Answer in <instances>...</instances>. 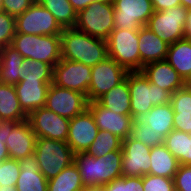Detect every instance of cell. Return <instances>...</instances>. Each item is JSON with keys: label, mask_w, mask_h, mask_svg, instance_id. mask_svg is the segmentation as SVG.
Wrapping results in <instances>:
<instances>
[{"label": "cell", "mask_w": 191, "mask_h": 191, "mask_svg": "<svg viewBox=\"0 0 191 191\" xmlns=\"http://www.w3.org/2000/svg\"><path fill=\"white\" fill-rule=\"evenodd\" d=\"M60 43L61 59L93 67L108 57L107 40L92 37L75 27L62 30Z\"/></svg>", "instance_id": "6da1fadb"}, {"label": "cell", "mask_w": 191, "mask_h": 191, "mask_svg": "<svg viewBox=\"0 0 191 191\" xmlns=\"http://www.w3.org/2000/svg\"><path fill=\"white\" fill-rule=\"evenodd\" d=\"M122 157V149L109 152L103 157L76 153L74 163L85 187H103L122 177Z\"/></svg>", "instance_id": "7a4b0ae2"}, {"label": "cell", "mask_w": 191, "mask_h": 191, "mask_svg": "<svg viewBox=\"0 0 191 191\" xmlns=\"http://www.w3.org/2000/svg\"><path fill=\"white\" fill-rule=\"evenodd\" d=\"M127 82L131 97V116L137 119L154 106L170 103L171 93L150 83L142 71H129Z\"/></svg>", "instance_id": "3957f363"}, {"label": "cell", "mask_w": 191, "mask_h": 191, "mask_svg": "<svg viewBox=\"0 0 191 191\" xmlns=\"http://www.w3.org/2000/svg\"><path fill=\"white\" fill-rule=\"evenodd\" d=\"M11 46L24 59L43 61L54 67L61 60L60 35H32L16 33Z\"/></svg>", "instance_id": "277c9868"}, {"label": "cell", "mask_w": 191, "mask_h": 191, "mask_svg": "<svg viewBox=\"0 0 191 191\" xmlns=\"http://www.w3.org/2000/svg\"><path fill=\"white\" fill-rule=\"evenodd\" d=\"M34 155L47 180L74 162V152L66 141L37 138Z\"/></svg>", "instance_id": "5b68a950"}, {"label": "cell", "mask_w": 191, "mask_h": 191, "mask_svg": "<svg viewBox=\"0 0 191 191\" xmlns=\"http://www.w3.org/2000/svg\"><path fill=\"white\" fill-rule=\"evenodd\" d=\"M114 11L112 0L96 1L78 12L75 28L107 40L114 30Z\"/></svg>", "instance_id": "8992f818"}, {"label": "cell", "mask_w": 191, "mask_h": 191, "mask_svg": "<svg viewBox=\"0 0 191 191\" xmlns=\"http://www.w3.org/2000/svg\"><path fill=\"white\" fill-rule=\"evenodd\" d=\"M108 56L128 71H140L138 30L114 29L107 39Z\"/></svg>", "instance_id": "52a82bcc"}, {"label": "cell", "mask_w": 191, "mask_h": 191, "mask_svg": "<svg viewBox=\"0 0 191 191\" xmlns=\"http://www.w3.org/2000/svg\"><path fill=\"white\" fill-rule=\"evenodd\" d=\"M188 9L182 5L165 11H154L146 27L168 45L184 38Z\"/></svg>", "instance_id": "ba28073f"}, {"label": "cell", "mask_w": 191, "mask_h": 191, "mask_svg": "<svg viewBox=\"0 0 191 191\" xmlns=\"http://www.w3.org/2000/svg\"><path fill=\"white\" fill-rule=\"evenodd\" d=\"M16 33L60 35L64 29L55 17L35 1L23 14L15 17Z\"/></svg>", "instance_id": "9c48e42d"}, {"label": "cell", "mask_w": 191, "mask_h": 191, "mask_svg": "<svg viewBox=\"0 0 191 191\" xmlns=\"http://www.w3.org/2000/svg\"><path fill=\"white\" fill-rule=\"evenodd\" d=\"M128 70L111 57L91 67V80L87 93L89 102L96 101L106 92L126 79Z\"/></svg>", "instance_id": "30bf717a"}, {"label": "cell", "mask_w": 191, "mask_h": 191, "mask_svg": "<svg viewBox=\"0 0 191 191\" xmlns=\"http://www.w3.org/2000/svg\"><path fill=\"white\" fill-rule=\"evenodd\" d=\"M114 29L139 30L154 14L151 0H112Z\"/></svg>", "instance_id": "8fae6325"}, {"label": "cell", "mask_w": 191, "mask_h": 191, "mask_svg": "<svg viewBox=\"0 0 191 191\" xmlns=\"http://www.w3.org/2000/svg\"><path fill=\"white\" fill-rule=\"evenodd\" d=\"M88 103L89 101L84 94L51 83L47 92L45 107L70 120L83 113L88 108Z\"/></svg>", "instance_id": "7c38bea8"}, {"label": "cell", "mask_w": 191, "mask_h": 191, "mask_svg": "<svg viewBox=\"0 0 191 191\" xmlns=\"http://www.w3.org/2000/svg\"><path fill=\"white\" fill-rule=\"evenodd\" d=\"M91 80V67L82 62L61 59L53 67V84L78 91L87 96Z\"/></svg>", "instance_id": "4fadbf2b"}, {"label": "cell", "mask_w": 191, "mask_h": 191, "mask_svg": "<svg viewBox=\"0 0 191 191\" xmlns=\"http://www.w3.org/2000/svg\"><path fill=\"white\" fill-rule=\"evenodd\" d=\"M31 129L37 138L66 141L70 120L41 107L27 116Z\"/></svg>", "instance_id": "5bb4252c"}, {"label": "cell", "mask_w": 191, "mask_h": 191, "mask_svg": "<svg viewBox=\"0 0 191 191\" xmlns=\"http://www.w3.org/2000/svg\"><path fill=\"white\" fill-rule=\"evenodd\" d=\"M36 140L37 136L27 120L6 121L5 144L10 158L21 160L34 154Z\"/></svg>", "instance_id": "9a60e30c"}, {"label": "cell", "mask_w": 191, "mask_h": 191, "mask_svg": "<svg viewBox=\"0 0 191 191\" xmlns=\"http://www.w3.org/2000/svg\"><path fill=\"white\" fill-rule=\"evenodd\" d=\"M151 147L128 136L122 140V176L138 177L149 174Z\"/></svg>", "instance_id": "2e32d148"}, {"label": "cell", "mask_w": 191, "mask_h": 191, "mask_svg": "<svg viewBox=\"0 0 191 191\" xmlns=\"http://www.w3.org/2000/svg\"><path fill=\"white\" fill-rule=\"evenodd\" d=\"M99 128L91 111L87 108L83 113L70 119L66 142L74 154L86 153L95 140Z\"/></svg>", "instance_id": "e0dca14e"}, {"label": "cell", "mask_w": 191, "mask_h": 191, "mask_svg": "<svg viewBox=\"0 0 191 191\" xmlns=\"http://www.w3.org/2000/svg\"><path fill=\"white\" fill-rule=\"evenodd\" d=\"M95 123L100 130L109 131L122 140L131 135L132 121L131 115H124L113 112L100 105L97 101L88 103Z\"/></svg>", "instance_id": "ac0fdd59"}, {"label": "cell", "mask_w": 191, "mask_h": 191, "mask_svg": "<svg viewBox=\"0 0 191 191\" xmlns=\"http://www.w3.org/2000/svg\"><path fill=\"white\" fill-rule=\"evenodd\" d=\"M53 80H21L14 85L20 107L28 116L45 107L47 92Z\"/></svg>", "instance_id": "d6986e66"}, {"label": "cell", "mask_w": 191, "mask_h": 191, "mask_svg": "<svg viewBox=\"0 0 191 191\" xmlns=\"http://www.w3.org/2000/svg\"><path fill=\"white\" fill-rule=\"evenodd\" d=\"M141 71L150 83L169 91L171 94L186 85V82L166 60L149 63Z\"/></svg>", "instance_id": "ffe728a7"}, {"label": "cell", "mask_w": 191, "mask_h": 191, "mask_svg": "<svg viewBox=\"0 0 191 191\" xmlns=\"http://www.w3.org/2000/svg\"><path fill=\"white\" fill-rule=\"evenodd\" d=\"M140 71L152 62L166 60L169 45L146 26L138 30Z\"/></svg>", "instance_id": "44dd1931"}, {"label": "cell", "mask_w": 191, "mask_h": 191, "mask_svg": "<svg viewBox=\"0 0 191 191\" xmlns=\"http://www.w3.org/2000/svg\"><path fill=\"white\" fill-rule=\"evenodd\" d=\"M18 161L21 171L16 183L17 191H48V180L40 172L35 155Z\"/></svg>", "instance_id": "7402d4cb"}, {"label": "cell", "mask_w": 191, "mask_h": 191, "mask_svg": "<svg viewBox=\"0 0 191 191\" xmlns=\"http://www.w3.org/2000/svg\"><path fill=\"white\" fill-rule=\"evenodd\" d=\"M166 61L186 82L191 76V40L183 38L170 44Z\"/></svg>", "instance_id": "603a6c76"}, {"label": "cell", "mask_w": 191, "mask_h": 191, "mask_svg": "<svg viewBox=\"0 0 191 191\" xmlns=\"http://www.w3.org/2000/svg\"><path fill=\"white\" fill-rule=\"evenodd\" d=\"M23 56L11 45L0 49V83L16 85L21 81Z\"/></svg>", "instance_id": "cb8c5ba5"}, {"label": "cell", "mask_w": 191, "mask_h": 191, "mask_svg": "<svg viewBox=\"0 0 191 191\" xmlns=\"http://www.w3.org/2000/svg\"><path fill=\"white\" fill-rule=\"evenodd\" d=\"M150 175L174 178L179 162L164 144L151 147L150 150Z\"/></svg>", "instance_id": "d4e9b609"}, {"label": "cell", "mask_w": 191, "mask_h": 191, "mask_svg": "<svg viewBox=\"0 0 191 191\" xmlns=\"http://www.w3.org/2000/svg\"><path fill=\"white\" fill-rule=\"evenodd\" d=\"M96 101L113 112L131 115V97L129 93L127 76L123 82L103 94Z\"/></svg>", "instance_id": "484cf974"}, {"label": "cell", "mask_w": 191, "mask_h": 191, "mask_svg": "<svg viewBox=\"0 0 191 191\" xmlns=\"http://www.w3.org/2000/svg\"><path fill=\"white\" fill-rule=\"evenodd\" d=\"M0 119L16 122L27 120V115L20 107L14 85L0 83Z\"/></svg>", "instance_id": "4316f807"}, {"label": "cell", "mask_w": 191, "mask_h": 191, "mask_svg": "<svg viewBox=\"0 0 191 191\" xmlns=\"http://www.w3.org/2000/svg\"><path fill=\"white\" fill-rule=\"evenodd\" d=\"M174 112L171 103L156 105L147 114L141 115L138 119L149 124L152 130L160 132L164 137L174 129Z\"/></svg>", "instance_id": "83f0119b"}, {"label": "cell", "mask_w": 191, "mask_h": 191, "mask_svg": "<svg viewBox=\"0 0 191 191\" xmlns=\"http://www.w3.org/2000/svg\"><path fill=\"white\" fill-rule=\"evenodd\" d=\"M165 147L175 156L179 165H191V134L173 129L164 139Z\"/></svg>", "instance_id": "f1b7e54d"}, {"label": "cell", "mask_w": 191, "mask_h": 191, "mask_svg": "<svg viewBox=\"0 0 191 191\" xmlns=\"http://www.w3.org/2000/svg\"><path fill=\"white\" fill-rule=\"evenodd\" d=\"M77 165L73 162L48 180V191H80L84 188Z\"/></svg>", "instance_id": "f546056e"}, {"label": "cell", "mask_w": 191, "mask_h": 191, "mask_svg": "<svg viewBox=\"0 0 191 191\" xmlns=\"http://www.w3.org/2000/svg\"><path fill=\"white\" fill-rule=\"evenodd\" d=\"M47 9L63 28L75 27L77 12L69 0H36Z\"/></svg>", "instance_id": "4dcf8cb0"}, {"label": "cell", "mask_w": 191, "mask_h": 191, "mask_svg": "<svg viewBox=\"0 0 191 191\" xmlns=\"http://www.w3.org/2000/svg\"><path fill=\"white\" fill-rule=\"evenodd\" d=\"M122 149V139L109 131L100 130L86 154L94 157H103L107 153Z\"/></svg>", "instance_id": "1f68e13d"}, {"label": "cell", "mask_w": 191, "mask_h": 191, "mask_svg": "<svg viewBox=\"0 0 191 191\" xmlns=\"http://www.w3.org/2000/svg\"><path fill=\"white\" fill-rule=\"evenodd\" d=\"M21 80H53V67L43 61L24 59L21 64Z\"/></svg>", "instance_id": "d6a6232c"}, {"label": "cell", "mask_w": 191, "mask_h": 191, "mask_svg": "<svg viewBox=\"0 0 191 191\" xmlns=\"http://www.w3.org/2000/svg\"><path fill=\"white\" fill-rule=\"evenodd\" d=\"M130 136L149 147L162 145L164 144L165 139L162 133L155 132L154 130H152L149 124L141 122L138 118L133 119L132 121V130Z\"/></svg>", "instance_id": "836d02e7"}, {"label": "cell", "mask_w": 191, "mask_h": 191, "mask_svg": "<svg viewBox=\"0 0 191 191\" xmlns=\"http://www.w3.org/2000/svg\"><path fill=\"white\" fill-rule=\"evenodd\" d=\"M19 161L8 158L0 163V186H16L20 174Z\"/></svg>", "instance_id": "e575fe53"}, {"label": "cell", "mask_w": 191, "mask_h": 191, "mask_svg": "<svg viewBox=\"0 0 191 191\" xmlns=\"http://www.w3.org/2000/svg\"><path fill=\"white\" fill-rule=\"evenodd\" d=\"M170 103L174 114H191V88L184 86L171 94Z\"/></svg>", "instance_id": "d590c367"}, {"label": "cell", "mask_w": 191, "mask_h": 191, "mask_svg": "<svg viewBox=\"0 0 191 191\" xmlns=\"http://www.w3.org/2000/svg\"><path fill=\"white\" fill-rule=\"evenodd\" d=\"M16 34L15 17L6 12L0 13V49L11 45L12 39Z\"/></svg>", "instance_id": "8d00e7d4"}, {"label": "cell", "mask_w": 191, "mask_h": 191, "mask_svg": "<svg viewBox=\"0 0 191 191\" xmlns=\"http://www.w3.org/2000/svg\"><path fill=\"white\" fill-rule=\"evenodd\" d=\"M142 180L144 191H175L173 178L146 174Z\"/></svg>", "instance_id": "74e56055"}, {"label": "cell", "mask_w": 191, "mask_h": 191, "mask_svg": "<svg viewBox=\"0 0 191 191\" xmlns=\"http://www.w3.org/2000/svg\"><path fill=\"white\" fill-rule=\"evenodd\" d=\"M173 180L175 191H191V165H179Z\"/></svg>", "instance_id": "f35d334b"}, {"label": "cell", "mask_w": 191, "mask_h": 191, "mask_svg": "<svg viewBox=\"0 0 191 191\" xmlns=\"http://www.w3.org/2000/svg\"><path fill=\"white\" fill-rule=\"evenodd\" d=\"M36 0H3V9L7 14L17 17L23 14Z\"/></svg>", "instance_id": "ab89813d"}, {"label": "cell", "mask_w": 191, "mask_h": 191, "mask_svg": "<svg viewBox=\"0 0 191 191\" xmlns=\"http://www.w3.org/2000/svg\"><path fill=\"white\" fill-rule=\"evenodd\" d=\"M173 126L175 130L191 134V114H174Z\"/></svg>", "instance_id": "60d3db41"}, {"label": "cell", "mask_w": 191, "mask_h": 191, "mask_svg": "<svg viewBox=\"0 0 191 191\" xmlns=\"http://www.w3.org/2000/svg\"><path fill=\"white\" fill-rule=\"evenodd\" d=\"M103 191H127V176H122L102 187Z\"/></svg>", "instance_id": "b9f144b4"}, {"label": "cell", "mask_w": 191, "mask_h": 191, "mask_svg": "<svg viewBox=\"0 0 191 191\" xmlns=\"http://www.w3.org/2000/svg\"><path fill=\"white\" fill-rule=\"evenodd\" d=\"M6 140V121L0 122V163L10 158L5 144Z\"/></svg>", "instance_id": "7bdbcfd3"}, {"label": "cell", "mask_w": 191, "mask_h": 191, "mask_svg": "<svg viewBox=\"0 0 191 191\" xmlns=\"http://www.w3.org/2000/svg\"><path fill=\"white\" fill-rule=\"evenodd\" d=\"M154 11H165L181 5V0H151Z\"/></svg>", "instance_id": "ee69618b"}, {"label": "cell", "mask_w": 191, "mask_h": 191, "mask_svg": "<svg viewBox=\"0 0 191 191\" xmlns=\"http://www.w3.org/2000/svg\"><path fill=\"white\" fill-rule=\"evenodd\" d=\"M127 191H144L142 177H127Z\"/></svg>", "instance_id": "f6af8a7d"}, {"label": "cell", "mask_w": 191, "mask_h": 191, "mask_svg": "<svg viewBox=\"0 0 191 191\" xmlns=\"http://www.w3.org/2000/svg\"><path fill=\"white\" fill-rule=\"evenodd\" d=\"M96 1L99 0H69V2L72 4V7L76 10L77 13Z\"/></svg>", "instance_id": "bcb514c9"}, {"label": "cell", "mask_w": 191, "mask_h": 191, "mask_svg": "<svg viewBox=\"0 0 191 191\" xmlns=\"http://www.w3.org/2000/svg\"><path fill=\"white\" fill-rule=\"evenodd\" d=\"M184 38L191 40V9H188L187 20L184 27Z\"/></svg>", "instance_id": "7dc6e473"}, {"label": "cell", "mask_w": 191, "mask_h": 191, "mask_svg": "<svg viewBox=\"0 0 191 191\" xmlns=\"http://www.w3.org/2000/svg\"><path fill=\"white\" fill-rule=\"evenodd\" d=\"M0 191H17L16 186H0Z\"/></svg>", "instance_id": "c3c4849f"}, {"label": "cell", "mask_w": 191, "mask_h": 191, "mask_svg": "<svg viewBox=\"0 0 191 191\" xmlns=\"http://www.w3.org/2000/svg\"><path fill=\"white\" fill-rule=\"evenodd\" d=\"M80 191H103L102 187H84Z\"/></svg>", "instance_id": "681fc988"}, {"label": "cell", "mask_w": 191, "mask_h": 191, "mask_svg": "<svg viewBox=\"0 0 191 191\" xmlns=\"http://www.w3.org/2000/svg\"><path fill=\"white\" fill-rule=\"evenodd\" d=\"M181 5L186 9H191V0H181Z\"/></svg>", "instance_id": "f907efd6"}, {"label": "cell", "mask_w": 191, "mask_h": 191, "mask_svg": "<svg viewBox=\"0 0 191 191\" xmlns=\"http://www.w3.org/2000/svg\"><path fill=\"white\" fill-rule=\"evenodd\" d=\"M186 86H188L189 88H191V76H190L189 79L186 81Z\"/></svg>", "instance_id": "816d5d0a"}, {"label": "cell", "mask_w": 191, "mask_h": 191, "mask_svg": "<svg viewBox=\"0 0 191 191\" xmlns=\"http://www.w3.org/2000/svg\"><path fill=\"white\" fill-rule=\"evenodd\" d=\"M4 9H3V0H0V13L3 12Z\"/></svg>", "instance_id": "f5cc1de1"}]
</instances>
